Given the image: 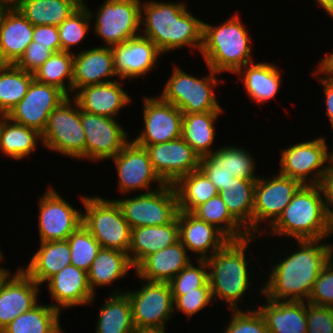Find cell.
<instances>
[{
	"mask_svg": "<svg viewBox=\"0 0 333 333\" xmlns=\"http://www.w3.org/2000/svg\"><path fill=\"white\" fill-rule=\"evenodd\" d=\"M177 221L179 241L188 251L195 255L200 254L196 260L210 258L230 240L216 226L198 219L191 212L179 211Z\"/></svg>",
	"mask_w": 333,
	"mask_h": 333,
	"instance_id": "603a6c76",
	"label": "cell"
},
{
	"mask_svg": "<svg viewBox=\"0 0 333 333\" xmlns=\"http://www.w3.org/2000/svg\"><path fill=\"white\" fill-rule=\"evenodd\" d=\"M222 111L183 114L181 137L200 157L210 155L215 141L214 123Z\"/></svg>",
	"mask_w": 333,
	"mask_h": 333,
	"instance_id": "e575fe53",
	"label": "cell"
},
{
	"mask_svg": "<svg viewBox=\"0 0 333 333\" xmlns=\"http://www.w3.org/2000/svg\"><path fill=\"white\" fill-rule=\"evenodd\" d=\"M67 241L70 246L71 265L87 272L101 249L100 244L83 224L67 238Z\"/></svg>",
	"mask_w": 333,
	"mask_h": 333,
	"instance_id": "f6af8a7d",
	"label": "cell"
},
{
	"mask_svg": "<svg viewBox=\"0 0 333 333\" xmlns=\"http://www.w3.org/2000/svg\"><path fill=\"white\" fill-rule=\"evenodd\" d=\"M133 333H166L165 330L136 329Z\"/></svg>",
	"mask_w": 333,
	"mask_h": 333,
	"instance_id": "e7e4bbea",
	"label": "cell"
},
{
	"mask_svg": "<svg viewBox=\"0 0 333 333\" xmlns=\"http://www.w3.org/2000/svg\"><path fill=\"white\" fill-rule=\"evenodd\" d=\"M325 12L333 18V0H314Z\"/></svg>",
	"mask_w": 333,
	"mask_h": 333,
	"instance_id": "94428289",
	"label": "cell"
},
{
	"mask_svg": "<svg viewBox=\"0 0 333 333\" xmlns=\"http://www.w3.org/2000/svg\"><path fill=\"white\" fill-rule=\"evenodd\" d=\"M301 186L299 181L280 173L272 178H258L254 189L253 236L264 234L258 228L261 222H268L270 228L278 220Z\"/></svg>",
	"mask_w": 333,
	"mask_h": 333,
	"instance_id": "4fadbf2b",
	"label": "cell"
},
{
	"mask_svg": "<svg viewBox=\"0 0 333 333\" xmlns=\"http://www.w3.org/2000/svg\"><path fill=\"white\" fill-rule=\"evenodd\" d=\"M141 3V0H104L96 15L87 8L91 20L95 19L94 32L106 47L140 35Z\"/></svg>",
	"mask_w": 333,
	"mask_h": 333,
	"instance_id": "30bf717a",
	"label": "cell"
},
{
	"mask_svg": "<svg viewBox=\"0 0 333 333\" xmlns=\"http://www.w3.org/2000/svg\"><path fill=\"white\" fill-rule=\"evenodd\" d=\"M319 67L333 78V52L322 57Z\"/></svg>",
	"mask_w": 333,
	"mask_h": 333,
	"instance_id": "6f0895ef",
	"label": "cell"
},
{
	"mask_svg": "<svg viewBox=\"0 0 333 333\" xmlns=\"http://www.w3.org/2000/svg\"><path fill=\"white\" fill-rule=\"evenodd\" d=\"M82 4L83 0H24L18 10L33 26H59Z\"/></svg>",
	"mask_w": 333,
	"mask_h": 333,
	"instance_id": "74e56055",
	"label": "cell"
},
{
	"mask_svg": "<svg viewBox=\"0 0 333 333\" xmlns=\"http://www.w3.org/2000/svg\"><path fill=\"white\" fill-rule=\"evenodd\" d=\"M32 41H35V45L49 46L54 52L61 51L58 26L55 25L33 26Z\"/></svg>",
	"mask_w": 333,
	"mask_h": 333,
	"instance_id": "f5cc1de1",
	"label": "cell"
},
{
	"mask_svg": "<svg viewBox=\"0 0 333 333\" xmlns=\"http://www.w3.org/2000/svg\"><path fill=\"white\" fill-rule=\"evenodd\" d=\"M191 262L187 249L178 241L145 257L134 269L140 279L169 283Z\"/></svg>",
	"mask_w": 333,
	"mask_h": 333,
	"instance_id": "484cf974",
	"label": "cell"
},
{
	"mask_svg": "<svg viewBox=\"0 0 333 333\" xmlns=\"http://www.w3.org/2000/svg\"><path fill=\"white\" fill-rule=\"evenodd\" d=\"M85 211L82 224L100 244L101 248L117 249L128 253L132 228L125 220L115 199L100 196H81Z\"/></svg>",
	"mask_w": 333,
	"mask_h": 333,
	"instance_id": "52a82bcc",
	"label": "cell"
},
{
	"mask_svg": "<svg viewBox=\"0 0 333 333\" xmlns=\"http://www.w3.org/2000/svg\"><path fill=\"white\" fill-rule=\"evenodd\" d=\"M41 136L45 148L76 160H85L86 139L80 107L74 98L68 96L50 113Z\"/></svg>",
	"mask_w": 333,
	"mask_h": 333,
	"instance_id": "ba28073f",
	"label": "cell"
},
{
	"mask_svg": "<svg viewBox=\"0 0 333 333\" xmlns=\"http://www.w3.org/2000/svg\"><path fill=\"white\" fill-rule=\"evenodd\" d=\"M333 147V146H332ZM332 152L328 151V165L333 167V148L331 149Z\"/></svg>",
	"mask_w": 333,
	"mask_h": 333,
	"instance_id": "03108f58",
	"label": "cell"
},
{
	"mask_svg": "<svg viewBox=\"0 0 333 333\" xmlns=\"http://www.w3.org/2000/svg\"><path fill=\"white\" fill-rule=\"evenodd\" d=\"M313 74L314 77H317L315 79H318L319 83L321 82L323 85L326 105L325 113L328 116L331 128L333 129V78L325 73L319 66H317Z\"/></svg>",
	"mask_w": 333,
	"mask_h": 333,
	"instance_id": "db71d44e",
	"label": "cell"
},
{
	"mask_svg": "<svg viewBox=\"0 0 333 333\" xmlns=\"http://www.w3.org/2000/svg\"><path fill=\"white\" fill-rule=\"evenodd\" d=\"M24 0H0V10H18Z\"/></svg>",
	"mask_w": 333,
	"mask_h": 333,
	"instance_id": "680465c9",
	"label": "cell"
},
{
	"mask_svg": "<svg viewBox=\"0 0 333 333\" xmlns=\"http://www.w3.org/2000/svg\"><path fill=\"white\" fill-rule=\"evenodd\" d=\"M191 213L198 219L216 226L230 240H239L250 236L248 231L230 214L219 195L200 204Z\"/></svg>",
	"mask_w": 333,
	"mask_h": 333,
	"instance_id": "60d3db41",
	"label": "cell"
},
{
	"mask_svg": "<svg viewBox=\"0 0 333 333\" xmlns=\"http://www.w3.org/2000/svg\"><path fill=\"white\" fill-rule=\"evenodd\" d=\"M327 209L319 184L302 185L278 220L270 227L273 237L295 240L325 239Z\"/></svg>",
	"mask_w": 333,
	"mask_h": 333,
	"instance_id": "5b68a950",
	"label": "cell"
},
{
	"mask_svg": "<svg viewBox=\"0 0 333 333\" xmlns=\"http://www.w3.org/2000/svg\"><path fill=\"white\" fill-rule=\"evenodd\" d=\"M144 147L155 172L165 184L174 185L181 177L198 170L200 157L182 138Z\"/></svg>",
	"mask_w": 333,
	"mask_h": 333,
	"instance_id": "d6986e66",
	"label": "cell"
},
{
	"mask_svg": "<svg viewBox=\"0 0 333 333\" xmlns=\"http://www.w3.org/2000/svg\"><path fill=\"white\" fill-rule=\"evenodd\" d=\"M133 269L128 253L117 249L101 248L89 270L88 282L95 294L96 287L112 285Z\"/></svg>",
	"mask_w": 333,
	"mask_h": 333,
	"instance_id": "d6a6232c",
	"label": "cell"
},
{
	"mask_svg": "<svg viewBox=\"0 0 333 333\" xmlns=\"http://www.w3.org/2000/svg\"><path fill=\"white\" fill-rule=\"evenodd\" d=\"M307 333H333V307L306 301Z\"/></svg>",
	"mask_w": 333,
	"mask_h": 333,
	"instance_id": "f907efd6",
	"label": "cell"
},
{
	"mask_svg": "<svg viewBox=\"0 0 333 333\" xmlns=\"http://www.w3.org/2000/svg\"><path fill=\"white\" fill-rule=\"evenodd\" d=\"M319 186L322 190L323 199L326 207H333V167H327Z\"/></svg>",
	"mask_w": 333,
	"mask_h": 333,
	"instance_id": "9f6ffc18",
	"label": "cell"
},
{
	"mask_svg": "<svg viewBox=\"0 0 333 333\" xmlns=\"http://www.w3.org/2000/svg\"><path fill=\"white\" fill-rule=\"evenodd\" d=\"M124 292L123 289L113 290L100 306L95 333H133L136 330L131 304Z\"/></svg>",
	"mask_w": 333,
	"mask_h": 333,
	"instance_id": "d590c367",
	"label": "cell"
},
{
	"mask_svg": "<svg viewBox=\"0 0 333 333\" xmlns=\"http://www.w3.org/2000/svg\"><path fill=\"white\" fill-rule=\"evenodd\" d=\"M276 66L269 62L257 61L245 65L235 73L238 74V78L241 76L239 79L244 85L243 88L256 104L275 99L282 82V72Z\"/></svg>",
	"mask_w": 333,
	"mask_h": 333,
	"instance_id": "f1b7e54d",
	"label": "cell"
},
{
	"mask_svg": "<svg viewBox=\"0 0 333 333\" xmlns=\"http://www.w3.org/2000/svg\"><path fill=\"white\" fill-rule=\"evenodd\" d=\"M173 186L178 210L184 212H192L200 204L219 195L218 189L200 169L181 177Z\"/></svg>",
	"mask_w": 333,
	"mask_h": 333,
	"instance_id": "ab89813d",
	"label": "cell"
},
{
	"mask_svg": "<svg viewBox=\"0 0 333 333\" xmlns=\"http://www.w3.org/2000/svg\"><path fill=\"white\" fill-rule=\"evenodd\" d=\"M322 240H296L298 249L271 265L261 295L275 301H308L317 276L333 257V244Z\"/></svg>",
	"mask_w": 333,
	"mask_h": 333,
	"instance_id": "6da1fadb",
	"label": "cell"
},
{
	"mask_svg": "<svg viewBox=\"0 0 333 333\" xmlns=\"http://www.w3.org/2000/svg\"><path fill=\"white\" fill-rule=\"evenodd\" d=\"M251 153L241 146H224L200 158L199 169H226L233 177L258 180L256 163Z\"/></svg>",
	"mask_w": 333,
	"mask_h": 333,
	"instance_id": "1f68e13d",
	"label": "cell"
},
{
	"mask_svg": "<svg viewBox=\"0 0 333 333\" xmlns=\"http://www.w3.org/2000/svg\"><path fill=\"white\" fill-rule=\"evenodd\" d=\"M111 48L115 73L123 81L148 75L157 66L160 55H164L149 38L142 35Z\"/></svg>",
	"mask_w": 333,
	"mask_h": 333,
	"instance_id": "44dd1931",
	"label": "cell"
},
{
	"mask_svg": "<svg viewBox=\"0 0 333 333\" xmlns=\"http://www.w3.org/2000/svg\"><path fill=\"white\" fill-rule=\"evenodd\" d=\"M200 170L206 175L219 192L221 190H226V187H228L233 181V176L226 169Z\"/></svg>",
	"mask_w": 333,
	"mask_h": 333,
	"instance_id": "11a10c76",
	"label": "cell"
},
{
	"mask_svg": "<svg viewBox=\"0 0 333 333\" xmlns=\"http://www.w3.org/2000/svg\"><path fill=\"white\" fill-rule=\"evenodd\" d=\"M257 180L233 177L232 183L219 196L230 214L253 236L254 189Z\"/></svg>",
	"mask_w": 333,
	"mask_h": 333,
	"instance_id": "8d00e7d4",
	"label": "cell"
},
{
	"mask_svg": "<svg viewBox=\"0 0 333 333\" xmlns=\"http://www.w3.org/2000/svg\"><path fill=\"white\" fill-rule=\"evenodd\" d=\"M257 236H248L239 240H229L222 248L217 250L210 258L208 264V281L213 301L223 300L228 303L230 310L240 309L238 301L250 289V277L247 261L248 245ZM248 262V263H247ZM249 272V273H248Z\"/></svg>",
	"mask_w": 333,
	"mask_h": 333,
	"instance_id": "3957f363",
	"label": "cell"
},
{
	"mask_svg": "<svg viewBox=\"0 0 333 333\" xmlns=\"http://www.w3.org/2000/svg\"><path fill=\"white\" fill-rule=\"evenodd\" d=\"M179 241L177 217L168 224L132 228L129 259L134 268L147 256Z\"/></svg>",
	"mask_w": 333,
	"mask_h": 333,
	"instance_id": "4316f807",
	"label": "cell"
},
{
	"mask_svg": "<svg viewBox=\"0 0 333 333\" xmlns=\"http://www.w3.org/2000/svg\"><path fill=\"white\" fill-rule=\"evenodd\" d=\"M4 261V257H3V254L0 256V263ZM10 272V270L4 268V267H1L0 266V283L2 282V280L4 279V277Z\"/></svg>",
	"mask_w": 333,
	"mask_h": 333,
	"instance_id": "be15d7a7",
	"label": "cell"
},
{
	"mask_svg": "<svg viewBox=\"0 0 333 333\" xmlns=\"http://www.w3.org/2000/svg\"><path fill=\"white\" fill-rule=\"evenodd\" d=\"M10 274L9 272L0 283V332L17 316L40 303V285L35 280L20 266L13 275Z\"/></svg>",
	"mask_w": 333,
	"mask_h": 333,
	"instance_id": "ffe728a7",
	"label": "cell"
},
{
	"mask_svg": "<svg viewBox=\"0 0 333 333\" xmlns=\"http://www.w3.org/2000/svg\"><path fill=\"white\" fill-rule=\"evenodd\" d=\"M38 201L40 242L67 240L82 224V211L73 208L52 185Z\"/></svg>",
	"mask_w": 333,
	"mask_h": 333,
	"instance_id": "9a60e30c",
	"label": "cell"
},
{
	"mask_svg": "<svg viewBox=\"0 0 333 333\" xmlns=\"http://www.w3.org/2000/svg\"><path fill=\"white\" fill-rule=\"evenodd\" d=\"M39 245L27 268L21 269L41 286L64 267L71 265V253L67 240L40 242Z\"/></svg>",
	"mask_w": 333,
	"mask_h": 333,
	"instance_id": "4dcf8cb0",
	"label": "cell"
},
{
	"mask_svg": "<svg viewBox=\"0 0 333 333\" xmlns=\"http://www.w3.org/2000/svg\"><path fill=\"white\" fill-rule=\"evenodd\" d=\"M230 311L233 314L223 333H268L266 321L258 308Z\"/></svg>",
	"mask_w": 333,
	"mask_h": 333,
	"instance_id": "7dc6e473",
	"label": "cell"
},
{
	"mask_svg": "<svg viewBox=\"0 0 333 333\" xmlns=\"http://www.w3.org/2000/svg\"><path fill=\"white\" fill-rule=\"evenodd\" d=\"M240 16L234 15L217 26L203 22L200 53L207 67L215 72L235 74L240 68L253 63L252 38Z\"/></svg>",
	"mask_w": 333,
	"mask_h": 333,
	"instance_id": "277c9868",
	"label": "cell"
},
{
	"mask_svg": "<svg viewBox=\"0 0 333 333\" xmlns=\"http://www.w3.org/2000/svg\"><path fill=\"white\" fill-rule=\"evenodd\" d=\"M54 300L51 306L60 312L80 305H90L95 295L88 282L85 270L68 265L46 282ZM62 309V310H61Z\"/></svg>",
	"mask_w": 333,
	"mask_h": 333,
	"instance_id": "7402d4cb",
	"label": "cell"
},
{
	"mask_svg": "<svg viewBox=\"0 0 333 333\" xmlns=\"http://www.w3.org/2000/svg\"><path fill=\"white\" fill-rule=\"evenodd\" d=\"M11 64L9 63V61L6 59V57L3 54V51L1 50L0 47V71L5 70L6 68H8Z\"/></svg>",
	"mask_w": 333,
	"mask_h": 333,
	"instance_id": "6125c7cd",
	"label": "cell"
},
{
	"mask_svg": "<svg viewBox=\"0 0 333 333\" xmlns=\"http://www.w3.org/2000/svg\"><path fill=\"white\" fill-rule=\"evenodd\" d=\"M196 263L198 266L191 262L169 282L173 296L185 295L197 288H210L206 260L197 259Z\"/></svg>",
	"mask_w": 333,
	"mask_h": 333,
	"instance_id": "bcb514c9",
	"label": "cell"
},
{
	"mask_svg": "<svg viewBox=\"0 0 333 333\" xmlns=\"http://www.w3.org/2000/svg\"><path fill=\"white\" fill-rule=\"evenodd\" d=\"M174 311L183 312L186 317L191 318L196 313L210 306L214 302L211 288H197L195 291L185 292V295L173 296Z\"/></svg>",
	"mask_w": 333,
	"mask_h": 333,
	"instance_id": "c3c4849f",
	"label": "cell"
},
{
	"mask_svg": "<svg viewBox=\"0 0 333 333\" xmlns=\"http://www.w3.org/2000/svg\"><path fill=\"white\" fill-rule=\"evenodd\" d=\"M203 22L188 11L186 3L180 1L150 0L141 4L140 35L149 38L163 54L185 46L200 52Z\"/></svg>",
	"mask_w": 333,
	"mask_h": 333,
	"instance_id": "7a4b0ae2",
	"label": "cell"
},
{
	"mask_svg": "<svg viewBox=\"0 0 333 333\" xmlns=\"http://www.w3.org/2000/svg\"><path fill=\"white\" fill-rule=\"evenodd\" d=\"M308 302L333 307V257L317 276Z\"/></svg>",
	"mask_w": 333,
	"mask_h": 333,
	"instance_id": "681fc988",
	"label": "cell"
},
{
	"mask_svg": "<svg viewBox=\"0 0 333 333\" xmlns=\"http://www.w3.org/2000/svg\"><path fill=\"white\" fill-rule=\"evenodd\" d=\"M117 76L111 47L99 46L74 55L72 92L96 84L111 82ZM109 78V79H108Z\"/></svg>",
	"mask_w": 333,
	"mask_h": 333,
	"instance_id": "cb8c5ba5",
	"label": "cell"
},
{
	"mask_svg": "<svg viewBox=\"0 0 333 333\" xmlns=\"http://www.w3.org/2000/svg\"><path fill=\"white\" fill-rule=\"evenodd\" d=\"M183 113L159 96L143 98V131L132 139L137 145H154L181 137Z\"/></svg>",
	"mask_w": 333,
	"mask_h": 333,
	"instance_id": "e0dca14e",
	"label": "cell"
},
{
	"mask_svg": "<svg viewBox=\"0 0 333 333\" xmlns=\"http://www.w3.org/2000/svg\"><path fill=\"white\" fill-rule=\"evenodd\" d=\"M80 118L86 139L85 159L91 162L108 161L130 141L127 138L129 134L116 118L88 113L81 109Z\"/></svg>",
	"mask_w": 333,
	"mask_h": 333,
	"instance_id": "5bb4252c",
	"label": "cell"
},
{
	"mask_svg": "<svg viewBox=\"0 0 333 333\" xmlns=\"http://www.w3.org/2000/svg\"><path fill=\"white\" fill-rule=\"evenodd\" d=\"M53 53L54 51L49 46L35 45V41H32L14 65L19 69L33 73Z\"/></svg>",
	"mask_w": 333,
	"mask_h": 333,
	"instance_id": "816d5d0a",
	"label": "cell"
},
{
	"mask_svg": "<svg viewBox=\"0 0 333 333\" xmlns=\"http://www.w3.org/2000/svg\"><path fill=\"white\" fill-rule=\"evenodd\" d=\"M42 136L36 129L11 121L0 116V151L14 160H23L37 150Z\"/></svg>",
	"mask_w": 333,
	"mask_h": 333,
	"instance_id": "836d02e7",
	"label": "cell"
},
{
	"mask_svg": "<svg viewBox=\"0 0 333 333\" xmlns=\"http://www.w3.org/2000/svg\"><path fill=\"white\" fill-rule=\"evenodd\" d=\"M116 80L102 84L90 85L79 89L71 95L81 110L110 118L118 116L120 109L130 105L131 97Z\"/></svg>",
	"mask_w": 333,
	"mask_h": 333,
	"instance_id": "d4e9b609",
	"label": "cell"
},
{
	"mask_svg": "<svg viewBox=\"0 0 333 333\" xmlns=\"http://www.w3.org/2000/svg\"><path fill=\"white\" fill-rule=\"evenodd\" d=\"M171 76L158 96L165 102L175 105L183 114L223 111L216 98L215 87L221 80L220 73L208 67L204 78L183 71L174 65Z\"/></svg>",
	"mask_w": 333,
	"mask_h": 333,
	"instance_id": "8992f818",
	"label": "cell"
},
{
	"mask_svg": "<svg viewBox=\"0 0 333 333\" xmlns=\"http://www.w3.org/2000/svg\"><path fill=\"white\" fill-rule=\"evenodd\" d=\"M328 149L326 139L321 136L288 146L281 150L279 173L302 185L319 184L328 167L325 165Z\"/></svg>",
	"mask_w": 333,
	"mask_h": 333,
	"instance_id": "7c38bea8",
	"label": "cell"
},
{
	"mask_svg": "<svg viewBox=\"0 0 333 333\" xmlns=\"http://www.w3.org/2000/svg\"><path fill=\"white\" fill-rule=\"evenodd\" d=\"M67 97L58 87L33 79L26 95L6 117L42 133L50 113Z\"/></svg>",
	"mask_w": 333,
	"mask_h": 333,
	"instance_id": "ac0fdd59",
	"label": "cell"
},
{
	"mask_svg": "<svg viewBox=\"0 0 333 333\" xmlns=\"http://www.w3.org/2000/svg\"><path fill=\"white\" fill-rule=\"evenodd\" d=\"M33 79V73L14 64L0 71V116H6L22 100Z\"/></svg>",
	"mask_w": 333,
	"mask_h": 333,
	"instance_id": "7bdbcfd3",
	"label": "cell"
},
{
	"mask_svg": "<svg viewBox=\"0 0 333 333\" xmlns=\"http://www.w3.org/2000/svg\"><path fill=\"white\" fill-rule=\"evenodd\" d=\"M115 200L131 228L168 224L179 212L177 194L170 184L137 196Z\"/></svg>",
	"mask_w": 333,
	"mask_h": 333,
	"instance_id": "9c48e42d",
	"label": "cell"
},
{
	"mask_svg": "<svg viewBox=\"0 0 333 333\" xmlns=\"http://www.w3.org/2000/svg\"><path fill=\"white\" fill-rule=\"evenodd\" d=\"M61 312L50 304H37L20 314L0 333H65L61 328Z\"/></svg>",
	"mask_w": 333,
	"mask_h": 333,
	"instance_id": "f35d334b",
	"label": "cell"
},
{
	"mask_svg": "<svg viewBox=\"0 0 333 333\" xmlns=\"http://www.w3.org/2000/svg\"><path fill=\"white\" fill-rule=\"evenodd\" d=\"M327 209V228L325 238L333 234V207H326Z\"/></svg>",
	"mask_w": 333,
	"mask_h": 333,
	"instance_id": "91938a15",
	"label": "cell"
},
{
	"mask_svg": "<svg viewBox=\"0 0 333 333\" xmlns=\"http://www.w3.org/2000/svg\"><path fill=\"white\" fill-rule=\"evenodd\" d=\"M141 280L138 290H126L136 329L165 330L174 314V301L169 283Z\"/></svg>",
	"mask_w": 333,
	"mask_h": 333,
	"instance_id": "8fae6325",
	"label": "cell"
},
{
	"mask_svg": "<svg viewBox=\"0 0 333 333\" xmlns=\"http://www.w3.org/2000/svg\"><path fill=\"white\" fill-rule=\"evenodd\" d=\"M33 25L19 10L0 11V47L10 64H15L32 42Z\"/></svg>",
	"mask_w": 333,
	"mask_h": 333,
	"instance_id": "f546056e",
	"label": "cell"
},
{
	"mask_svg": "<svg viewBox=\"0 0 333 333\" xmlns=\"http://www.w3.org/2000/svg\"><path fill=\"white\" fill-rule=\"evenodd\" d=\"M111 159L116 167L117 187L121 193L137 190L147 193L165 185L155 172L147 150L131 140ZM154 182L156 188L152 189Z\"/></svg>",
	"mask_w": 333,
	"mask_h": 333,
	"instance_id": "2e32d148",
	"label": "cell"
},
{
	"mask_svg": "<svg viewBox=\"0 0 333 333\" xmlns=\"http://www.w3.org/2000/svg\"><path fill=\"white\" fill-rule=\"evenodd\" d=\"M74 54V52L65 51L54 52L33 72L34 79L38 82L58 87L67 96H70L69 94L72 92Z\"/></svg>",
	"mask_w": 333,
	"mask_h": 333,
	"instance_id": "b9f144b4",
	"label": "cell"
},
{
	"mask_svg": "<svg viewBox=\"0 0 333 333\" xmlns=\"http://www.w3.org/2000/svg\"><path fill=\"white\" fill-rule=\"evenodd\" d=\"M259 306L268 333H307L305 301H275L265 297Z\"/></svg>",
	"mask_w": 333,
	"mask_h": 333,
	"instance_id": "83f0119b",
	"label": "cell"
},
{
	"mask_svg": "<svg viewBox=\"0 0 333 333\" xmlns=\"http://www.w3.org/2000/svg\"><path fill=\"white\" fill-rule=\"evenodd\" d=\"M91 17L86 4H83L58 26L61 51H71L72 46L83 42L90 31Z\"/></svg>",
	"mask_w": 333,
	"mask_h": 333,
	"instance_id": "ee69618b",
	"label": "cell"
}]
</instances>
